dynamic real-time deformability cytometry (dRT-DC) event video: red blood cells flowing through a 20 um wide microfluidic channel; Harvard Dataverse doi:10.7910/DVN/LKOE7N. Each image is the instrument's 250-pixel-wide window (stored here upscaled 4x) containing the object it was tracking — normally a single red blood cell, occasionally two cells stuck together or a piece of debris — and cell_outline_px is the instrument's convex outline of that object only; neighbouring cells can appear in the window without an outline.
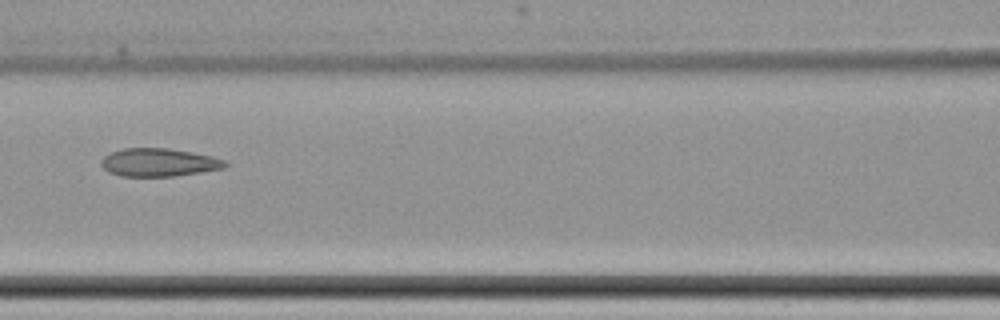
{"species": "common noctule bat (a hibernating species)", "species_latin": "Nyctalus noctula", "temperature_condition": "cold", "stored_images_in_passage": 11, "camera_frame_rate_fps": 3000, "um_per_image_px": 0.085, "animal": {"sex": "female", "body_mass_g": 22.7, "forearm_length_mm": 54.2}, "frame": {"image": 1, "passage_image": 8, "time_ms": 9.333, "image_size_px": [1000, 320], "cell_outline_px": [[228, 164], [224, 168], [200, 172], [172, 176], [120, 176], [108, 172], [100, 164], [100, 160], [104, 156], [112, 152], [124, 148], [168, 148], [192, 152], [212, 156], [224, 160]], "centroid_in_image_um": [13.48, 13.8], "position_along_channel_um": 153.1, "area_um2": 20.23}}
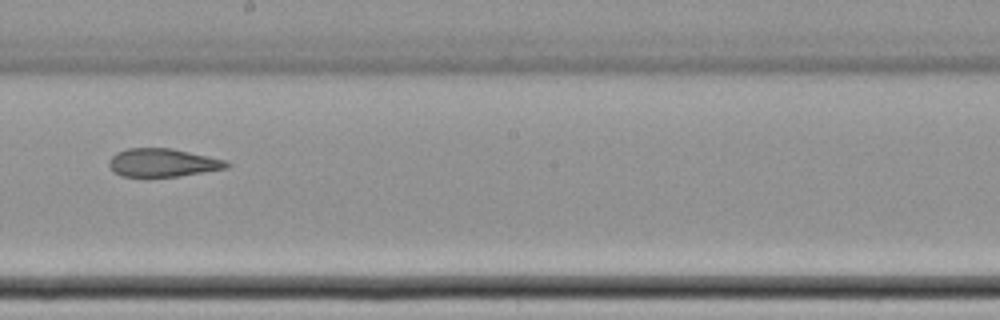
{"frame": {"image": 2, "passage_image": 10, "time_ms": 11.667, "image_size_px": [1000, 320], "cell_outline_px": [[232, 164], [228, 168], [180, 176], [120, 176], [112, 172], [108, 164], [108, 160], [116, 152], [128, 148], [172, 148], [228, 160]], "centroid_in_image_um": [13.85, 13.82], "position_along_channel_um": 234.4, "area_um2": 19.59}}
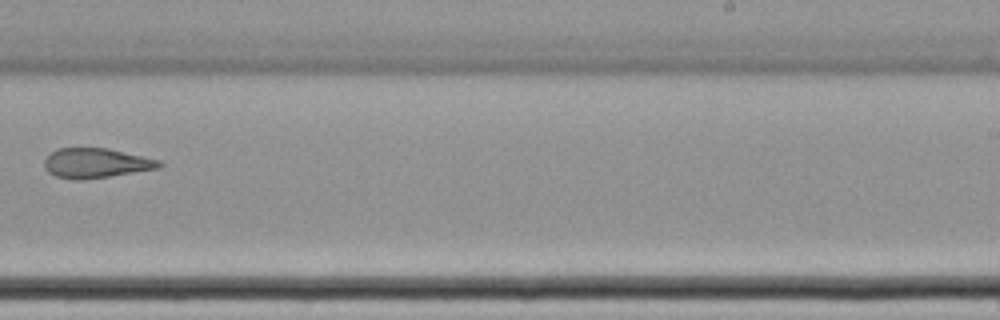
{"frame": {"image": 3, "passage_image": 11, "time_ms": 13.0, "image_size_px": [1000, 320], "cell_outline_px": [[164, 164], [160, 168], [108, 176], [80, 180], [76, 180], [56, 176], [48, 172], [44, 168], [44, 160], [56, 148], [108, 148], [160, 160]], "centroid_in_image_um": [8.16, 13.86], "position_along_channel_um": 280.8, "area_um2": 19.83}}